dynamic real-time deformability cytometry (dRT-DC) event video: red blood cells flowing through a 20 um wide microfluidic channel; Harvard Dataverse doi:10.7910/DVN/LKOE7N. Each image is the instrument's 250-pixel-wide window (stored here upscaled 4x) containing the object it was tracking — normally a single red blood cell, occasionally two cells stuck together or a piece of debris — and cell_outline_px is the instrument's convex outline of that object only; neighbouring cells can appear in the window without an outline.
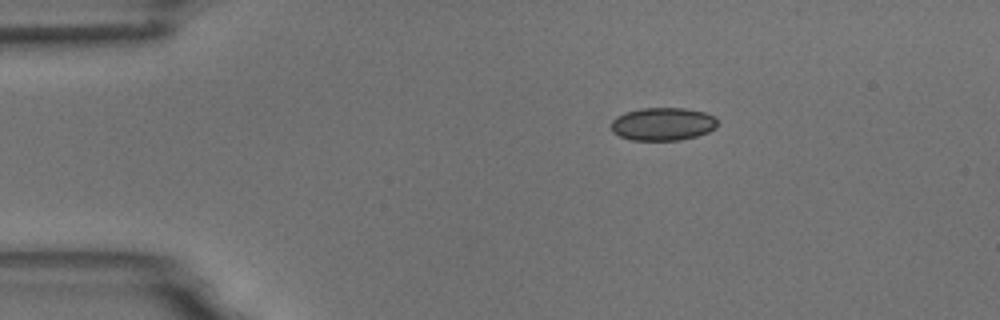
{"species": "common noctule bat (a hibernating species)", "species_latin": "Nyctalus noctula", "temperature_condition": "room temperature", "stored_images_in_passage": 3, "camera_frame_rate_fps": 3000, "um_per_image_px": 0.085, "animal": {"sex": "male", "body_mass_g": 18.8}, "frame": {"image": 1, "passage_image": 1, "time_ms": 0.0, "image_size_px": [1000, 320], "cell_outline_px": [[716, 128], [708, 132], [696, 136], [680, 140], [632, 140], [620, 136], [612, 132], [612, 120], [616, 116], [624, 112], [640, 108], [684, 108], [704, 112], [716, 116]], "centroid_in_image_um": [56.33, 10.53], "position_along_channel_um": 28.7, "area_um2": 20.52}}